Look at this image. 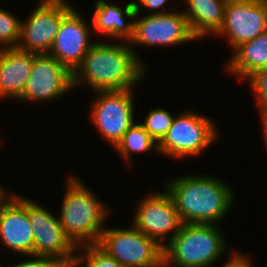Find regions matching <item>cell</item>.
<instances>
[{"instance_id":"6da1fadb","label":"cell","mask_w":267,"mask_h":267,"mask_svg":"<svg viewBox=\"0 0 267 267\" xmlns=\"http://www.w3.org/2000/svg\"><path fill=\"white\" fill-rule=\"evenodd\" d=\"M145 67L129 42L96 41L72 73V88L85 85L94 92L132 89L147 75Z\"/></svg>"},{"instance_id":"7a4b0ae2","label":"cell","mask_w":267,"mask_h":267,"mask_svg":"<svg viewBox=\"0 0 267 267\" xmlns=\"http://www.w3.org/2000/svg\"><path fill=\"white\" fill-rule=\"evenodd\" d=\"M164 186L182 224L218 225L229 214L236 196L227 182L208 174L172 177Z\"/></svg>"},{"instance_id":"3957f363","label":"cell","mask_w":267,"mask_h":267,"mask_svg":"<svg viewBox=\"0 0 267 267\" xmlns=\"http://www.w3.org/2000/svg\"><path fill=\"white\" fill-rule=\"evenodd\" d=\"M65 182L58 216L64 233L76 247L97 244L110 208L75 175L67 176Z\"/></svg>"},{"instance_id":"277c9868","label":"cell","mask_w":267,"mask_h":267,"mask_svg":"<svg viewBox=\"0 0 267 267\" xmlns=\"http://www.w3.org/2000/svg\"><path fill=\"white\" fill-rule=\"evenodd\" d=\"M224 236L217 224H182L163 247V267H213L227 252Z\"/></svg>"},{"instance_id":"5b68a950","label":"cell","mask_w":267,"mask_h":267,"mask_svg":"<svg viewBox=\"0 0 267 267\" xmlns=\"http://www.w3.org/2000/svg\"><path fill=\"white\" fill-rule=\"evenodd\" d=\"M213 118L186 110L174 118L166 136L158 144V153L175 159L201 155L220 139Z\"/></svg>"},{"instance_id":"8992f818","label":"cell","mask_w":267,"mask_h":267,"mask_svg":"<svg viewBox=\"0 0 267 267\" xmlns=\"http://www.w3.org/2000/svg\"><path fill=\"white\" fill-rule=\"evenodd\" d=\"M97 244L124 267H163V247L133 224L105 228Z\"/></svg>"},{"instance_id":"52a82bcc","label":"cell","mask_w":267,"mask_h":267,"mask_svg":"<svg viewBox=\"0 0 267 267\" xmlns=\"http://www.w3.org/2000/svg\"><path fill=\"white\" fill-rule=\"evenodd\" d=\"M133 90L93 92L96 99L90 105V121L113 148L136 122Z\"/></svg>"},{"instance_id":"ba28073f","label":"cell","mask_w":267,"mask_h":267,"mask_svg":"<svg viewBox=\"0 0 267 267\" xmlns=\"http://www.w3.org/2000/svg\"><path fill=\"white\" fill-rule=\"evenodd\" d=\"M73 8L67 0H41L26 21L21 20L19 50L49 54L63 17Z\"/></svg>"},{"instance_id":"9c48e42d","label":"cell","mask_w":267,"mask_h":267,"mask_svg":"<svg viewBox=\"0 0 267 267\" xmlns=\"http://www.w3.org/2000/svg\"><path fill=\"white\" fill-rule=\"evenodd\" d=\"M136 207L133 225L162 247L175 236L182 225L174 200L165 187L164 191H153L145 195Z\"/></svg>"},{"instance_id":"30bf717a","label":"cell","mask_w":267,"mask_h":267,"mask_svg":"<svg viewBox=\"0 0 267 267\" xmlns=\"http://www.w3.org/2000/svg\"><path fill=\"white\" fill-rule=\"evenodd\" d=\"M27 215L34 235L33 255L46 256L60 263H70L77 247L66 236L58 215L27 198Z\"/></svg>"},{"instance_id":"8fae6325","label":"cell","mask_w":267,"mask_h":267,"mask_svg":"<svg viewBox=\"0 0 267 267\" xmlns=\"http://www.w3.org/2000/svg\"><path fill=\"white\" fill-rule=\"evenodd\" d=\"M134 18V35L129 41L139 46H175L196 41L192 35L187 18L182 11H170L162 14H147Z\"/></svg>"},{"instance_id":"7c38bea8","label":"cell","mask_w":267,"mask_h":267,"mask_svg":"<svg viewBox=\"0 0 267 267\" xmlns=\"http://www.w3.org/2000/svg\"><path fill=\"white\" fill-rule=\"evenodd\" d=\"M267 31V0H228L224 21L215 34L226 38L234 51Z\"/></svg>"},{"instance_id":"4fadbf2b","label":"cell","mask_w":267,"mask_h":267,"mask_svg":"<svg viewBox=\"0 0 267 267\" xmlns=\"http://www.w3.org/2000/svg\"><path fill=\"white\" fill-rule=\"evenodd\" d=\"M72 88V73L49 54H33V65L25 88L16 101L51 102Z\"/></svg>"},{"instance_id":"5bb4252c","label":"cell","mask_w":267,"mask_h":267,"mask_svg":"<svg viewBox=\"0 0 267 267\" xmlns=\"http://www.w3.org/2000/svg\"><path fill=\"white\" fill-rule=\"evenodd\" d=\"M77 11L73 7L63 17L49 52V55L56 58L71 73L82 63L83 58L95 43L90 37L92 27Z\"/></svg>"},{"instance_id":"9a60e30c","label":"cell","mask_w":267,"mask_h":267,"mask_svg":"<svg viewBox=\"0 0 267 267\" xmlns=\"http://www.w3.org/2000/svg\"><path fill=\"white\" fill-rule=\"evenodd\" d=\"M17 255H33L34 235L27 215V198L13 192L0 203V245Z\"/></svg>"},{"instance_id":"2e32d148","label":"cell","mask_w":267,"mask_h":267,"mask_svg":"<svg viewBox=\"0 0 267 267\" xmlns=\"http://www.w3.org/2000/svg\"><path fill=\"white\" fill-rule=\"evenodd\" d=\"M136 11L133 0L122 8L116 3H107L104 0H96L94 3L92 29L97 35L111 37L112 40L129 42L134 35V18ZM128 19V22L126 21Z\"/></svg>"},{"instance_id":"e0dca14e","label":"cell","mask_w":267,"mask_h":267,"mask_svg":"<svg viewBox=\"0 0 267 267\" xmlns=\"http://www.w3.org/2000/svg\"><path fill=\"white\" fill-rule=\"evenodd\" d=\"M33 53L16 48L0 50V99L14 102L22 94L30 77Z\"/></svg>"},{"instance_id":"ac0fdd59","label":"cell","mask_w":267,"mask_h":267,"mask_svg":"<svg viewBox=\"0 0 267 267\" xmlns=\"http://www.w3.org/2000/svg\"><path fill=\"white\" fill-rule=\"evenodd\" d=\"M228 0H183L187 8L182 12L187 18L192 35L201 40L215 35L224 21Z\"/></svg>"},{"instance_id":"d6986e66","label":"cell","mask_w":267,"mask_h":267,"mask_svg":"<svg viewBox=\"0 0 267 267\" xmlns=\"http://www.w3.org/2000/svg\"><path fill=\"white\" fill-rule=\"evenodd\" d=\"M227 62L225 71L247 79L254 72L267 68V31L238 46Z\"/></svg>"},{"instance_id":"ffe728a7","label":"cell","mask_w":267,"mask_h":267,"mask_svg":"<svg viewBox=\"0 0 267 267\" xmlns=\"http://www.w3.org/2000/svg\"><path fill=\"white\" fill-rule=\"evenodd\" d=\"M116 152L124 160V163L131 167L132 155L135 153H147L158 151V143L149 135V133L135 122L123 135L122 139L114 147Z\"/></svg>"},{"instance_id":"44dd1931","label":"cell","mask_w":267,"mask_h":267,"mask_svg":"<svg viewBox=\"0 0 267 267\" xmlns=\"http://www.w3.org/2000/svg\"><path fill=\"white\" fill-rule=\"evenodd\" d=\"M79 250L84 252L78 254ZM76 251L72 260L75 267H124L98 244L83 245L77 247Z\"/></svg>"},{"instance_id":"7402d4cb","label":"cell","mask_w":267,"mask_h":267,"mask_svg":"<svg viewBox=\"0 0 267 267\" xmlns=\"http://www.w3.org/2000/svg\"><path fill=\"white\" fill-rule=\"evenodd\" d=\"M174 116L161 107L151 109L140 125L149 133V135L159 144L166 136Z\"/></svg>"},{"instance_id":"603a6c76","label":"cell","mask_w":267,"mask_h":267,"mask_svg":"<svg viewBox=\"0 0 267 267\" xmlns=\"http://www.w3.org/2000/svg\"><path fill=\"white\" fill-rule=\"evenodd\" d=\"M20 29L21 18L0 7V50L17 47Z\"/></svg>"},{"instance_id":"cb8c5ba5","label":"cell","mask_w":267,"mask_h":267,"mask_svg":"<svg viewBox=\"0 0 267 267\" xmlns=\"http://www.w3.org/2000/svg\"><path fill=\"white\" fill-rule=\"evenodd\" d=\"M246 81L255 94L258 113L267 112V68L254 72Z\"/></svg>"},{"instance_id":"d4e9b609","label":"cell","mask_w":267,"mask_h":267,"mask_svg":"<svg viewBox=\"0 0 267 267\" xmlns=\"http://www.w3.org/2000/svg\"><path fill=\"white\" fill-rule=\"evenodd\" d=\"M30 259L25 261L22 260L18 263H12L11 265H8L7 267H57L60 262H58L56 259L46 256H36V255H29L26 256ZM4 267V266H3Z\"/></svg>"},{"instance_id":"484cf974","label":"cell","mask_w":267,"mask_h":267,"mask_svg":"<svg viewBox=\"0 0 267 267\" xmlns=\"http://www.w3.org/2000/svg\"><path fill=\"white\" fill-rule=\"evenodd\" d=\"M167 1L168 0H135V1L133 0V4H134L136 13L141 14L140 12H142V9L144 11H147L145 9H148V11H151L149 14L153 15V14H162V13L170 12V11H167V9L164 10ZM161 8H163V10Z\"/></svg>"},{"instance_id":"4316f807","label":"cell","mask_w":267,"mask_h":267,"mask_svg":"<svg viewBox=\"0 0 267 267\" xmlns=\"http://www.w3.org/2000/svg\"><path fill=\"white\" fill-rule=\"evenodd\" d=\"M221 267H255L248 256L242 252L234 251Z\"/></svg>"},{"instance_id":"83f0119b","label":"cell","mask_w":267,"mask_h":267,"mask_svg":"<svg viewBox=\"0 0 267 267\" xmlns=\"http://www.w3.org/2000/svg\"><path fill=\"white\" fill-rule=\"evenodd\" d=\"M259 117H261V123H262V131H264L263 132V139L265 140L264 142H265V147H266V150H267V112H260L259 113Z\"/></svg>"},{"instance_id":"f1b7e54d","label":"cell","mask_w":267,"mask_h":267,"mask_svg":"<svg viewBox=\"0 0 267 267\" xmlns=\"http://www.w3.org/2000/svg\"><path fill=\"white\" fill-rule=\"evenodd\" d=\"M10 194L11 193L6 191V189L0 184V203H2Z\"/></svg>"},{"instance_id":"f546056e","label":"cell","mask_w":267,"mask_h":267,"mask_svg":"<svg viewBox=\"0 0 267 267\" xmlns=\"http://www.w3.org/2000/svg\"><path fill=\"white\" fill-rule=\"evenodd\" d=\"M57 267H75L72 262L70 263H60Z\"/></svg>"}]
</instances>
